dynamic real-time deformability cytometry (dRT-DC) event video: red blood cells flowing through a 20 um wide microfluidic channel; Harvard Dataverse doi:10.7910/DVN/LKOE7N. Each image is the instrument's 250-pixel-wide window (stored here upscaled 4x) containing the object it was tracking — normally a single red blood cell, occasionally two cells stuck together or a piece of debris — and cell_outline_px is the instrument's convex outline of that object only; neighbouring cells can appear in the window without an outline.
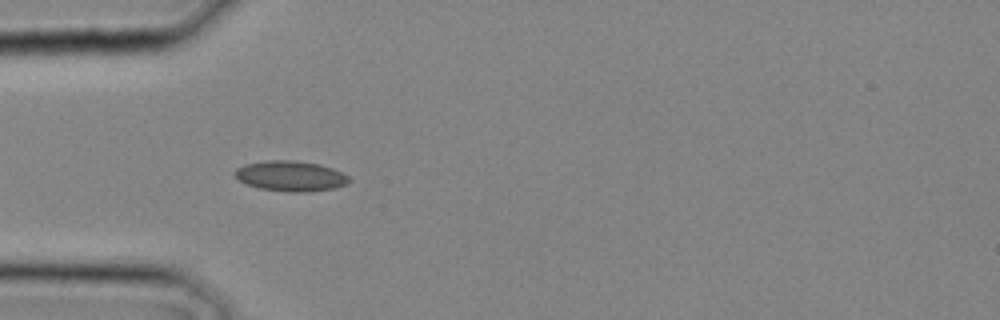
{"species": "common noctule bat (a hibernating species)", "species_latin": "Nyctalus noctula", "temperature_condition": "cold", "stored_images_in_passage": 14, "camera_frame_rate_fps": 3000, "um_per_image_px": 0.085, "animal": {"sex": "male", "body_mass_g": 20.4}, "frame": {"image": 1, "passage_image": 1, "time_ms": 0.0, "image_size_px": [1000, 320], "cell_outline_px": [[352, 180], [336, 188], [304, 192], [288, 192], [260, 188], [248, 184], [240, 180], [232, 172], [236, 168], [244, 164], [268, 160], [292, 160], [320, 164], [332, 168], [348, 176]], "centroid_in_image_um": [24.69, 14.95], "position_along_channel_um": 60.3, "area_um2": 20.11}}
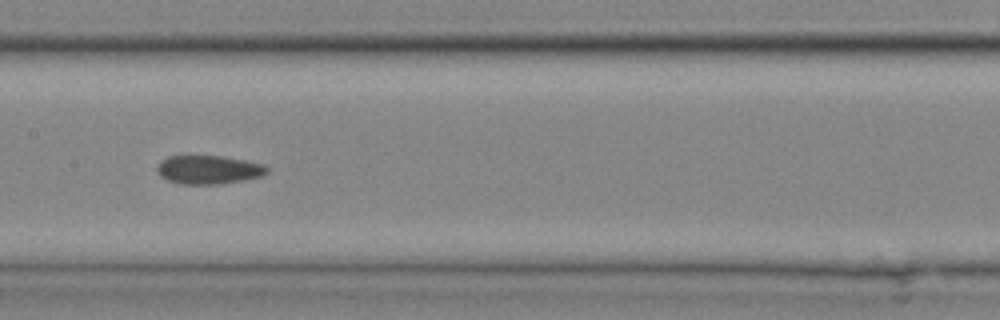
{"frame": {"image": 2, "passage_image": 7, "time_ms": 2.0, "image_size_px": [1000, 320], "cell_outline_px": [[268, 172], [264, 176], [244, 180], [220, 184], [180, 184], [168, 180], [160, 176], [156, 172], [156, 168], [160, 160], [168, 156], [220, 156], [244, 160], [264, 164], [268, 168]], "centroid_in_image_um": [17.72, 14.43], "position_along_channel_um": 189.7, "area_um2": 18.5}}
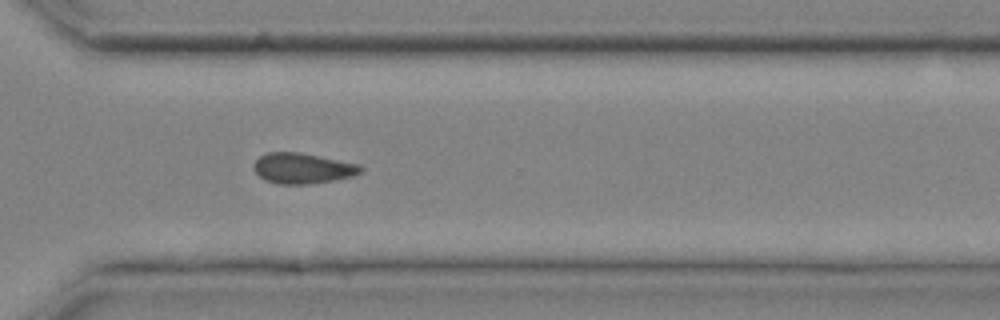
{"frame": {"image": 3, "passage_image": 14, "time_ms": 4.333, "image_size_px": [1000, 320], "cell_outline_px": [[364, 168], [360, 172], [352, 176], [332, 180], [308, 184], [280, 184], [268, 180], [260, 176], [256, 172], [252, 164], [264, 152], [300, 152], [360, 164]], "centroid_in_image_um": [25.72, 14.28], "position_along_channel_um": 344.9, "area_um2": 18.9}}